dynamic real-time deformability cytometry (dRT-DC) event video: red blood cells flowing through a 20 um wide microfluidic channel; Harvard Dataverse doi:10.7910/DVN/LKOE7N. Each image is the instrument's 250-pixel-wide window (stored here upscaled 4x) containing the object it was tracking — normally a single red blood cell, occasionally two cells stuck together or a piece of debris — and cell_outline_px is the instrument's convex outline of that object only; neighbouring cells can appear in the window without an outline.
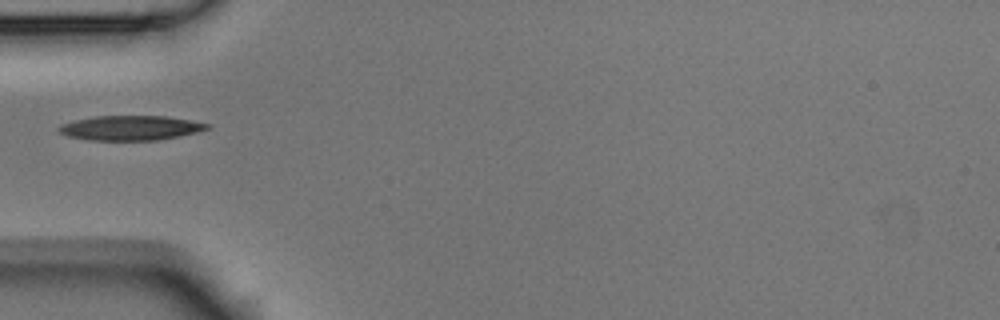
{"species": "Egyptian fruit bat (a non-hibernating species)", "species_latin": "Rousettus aegyptiacus", "temperature_condition": "room temperature", "stored_images_in_passage": 2, "camera_frame_rate_fps": 3000, "um_per_image_px": 0.085, "animal": {"sex": "male"}, "frame": {"image": 1, "passage_image": 2, "time_ms": 0.333, "image_size_px": [1000, 320], "cell_outline_px": [[212, 124], [208, 128], [196, 132], [180, 136], [160, 140], [88, 140], [68, 136], [60, 132], [56, 128], [60, 124], [92, 116], [168, 116]], "centroid_in_image_um": [11.09, 10.87], "position_along_channel_um": 73.9, "area_um2": 21.39}}